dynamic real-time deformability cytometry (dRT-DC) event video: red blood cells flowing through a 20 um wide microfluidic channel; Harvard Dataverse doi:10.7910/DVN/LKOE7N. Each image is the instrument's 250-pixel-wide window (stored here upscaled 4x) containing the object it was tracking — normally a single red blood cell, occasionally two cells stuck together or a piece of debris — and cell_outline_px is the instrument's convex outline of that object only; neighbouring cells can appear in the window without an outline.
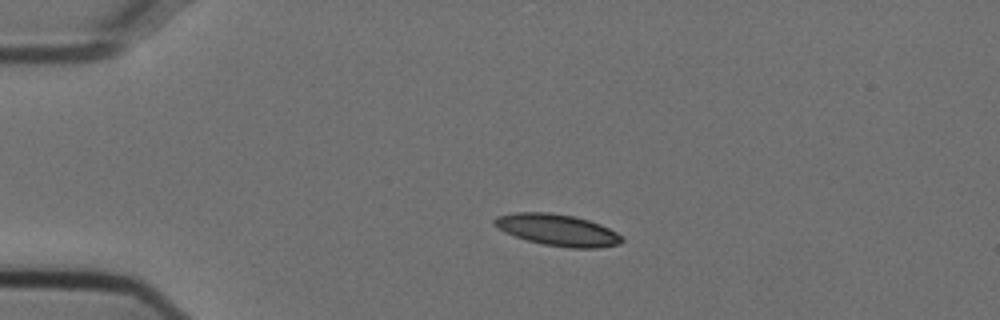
{"species": "Egyptian fruit bat (a non-hibernating species)", "species_latin": "Rousettus aegyptiacus", "temperature_condition": "cold", "stored_images_in_passage": 43, "camera_frame_rate_fps": 3000, "um_per_image_px": 0.085, "animal": {"sex": "female"}, "frame": {"image": 1, "passage_image": 1, "time_ms": 0.0, "image_size_px": [1000, 320], "cell_outline_px": [[624, 240], [620, 244], [596, 248], [568, 248], [544, 244], [528, 240], [504, 232], [492, 224], [492, 220], [496, 216], [516, 212], [548, 212], [576, 216], [600, 224], [616, 232]], "centroid_in_image_um": [47.37, 19.54], "position_along_channel_um": 37.6, "area_um2": 23.47}}
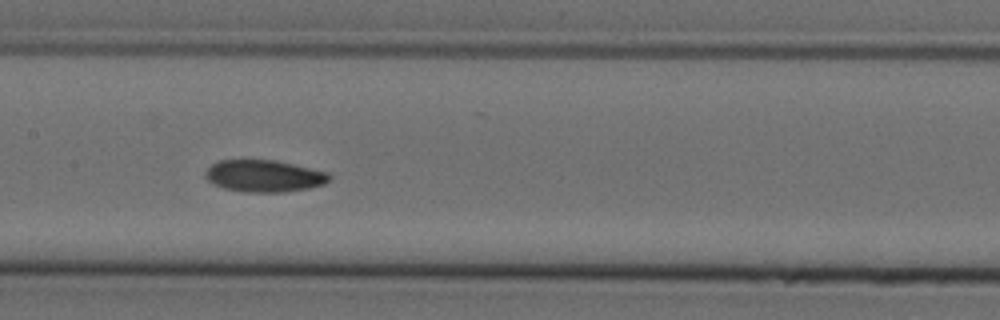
{"frame": {"image": 2, "passage_image": 16, "time_ms": 5.0, "image_size_px": [1000, 320], "cell_outline_px": [[332, 176], [324, 184], [308, 188], [284, 192], [244, 192], [224, 188], [212, 184], [204, 176], [204, 172], [212, 164], [220, 160], [276, 160], [328, 172]], "centroid_in_image_um": [22.43, 14.96], "position_along_channel_um": 185.0, "area_um2": 23.12}}
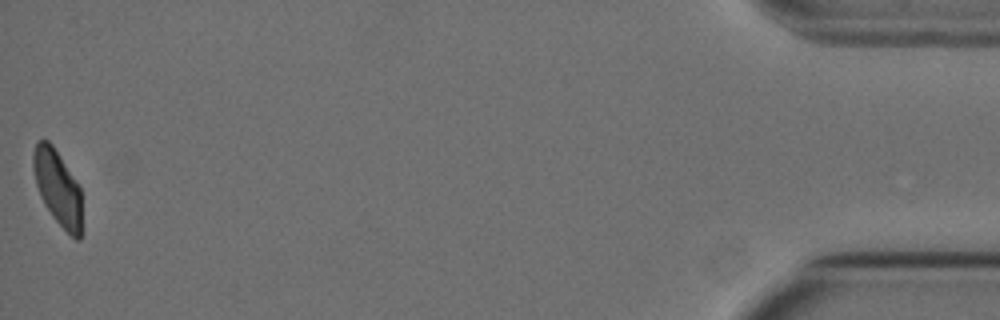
{"frame": {"image": 3, "passage_image": 43, "time_ms": 14.0, "image_size_px": [1000, 320], "cell_outline_px": [[80, 240], [76, 240], [52, 216], [44, 204], [40, 196], [36, 184], [32, 168], [32, 156], [36, 140], [48, 140], [52, 144], [80, 188]], "centroid_in_image_um": [4.85, 15.91], "position_along_channel_um": 430.4, "area_um2": 20.87}, "authors_computed_cell_mechanics": {"area_um2": 23.1778, "velocity_mm_per_s": 3.7281, "shape_relaxation_time_tau1_ms": 5.9614, "shape_relaxation_time_tau2_ms": 3.6863, "deformation_change_tau1": 0.1577, "deformation_change_tau2": 0.0646}}